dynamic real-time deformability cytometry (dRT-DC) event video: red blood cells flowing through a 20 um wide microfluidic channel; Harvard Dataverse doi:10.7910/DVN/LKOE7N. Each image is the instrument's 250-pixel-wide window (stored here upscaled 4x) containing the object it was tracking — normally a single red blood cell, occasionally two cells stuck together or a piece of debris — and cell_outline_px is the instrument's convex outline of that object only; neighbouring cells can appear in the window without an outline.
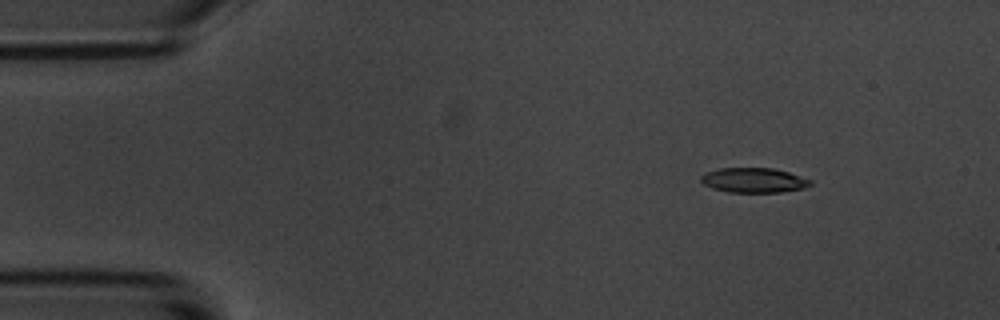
{"species": "common noctule bat (a hibernating species)", "species_latin": "Nyctalus noctula", "temperature_condition": "room temperature", "stored_images_in_passage": 4, "camera_frame_rate_fps": 3000, "um_per_image_px": 0.085, "animal": {"sex": "male", "body_mass_g": 20.1, "forearm_length_mm": 53.5}, "frame": {"image": 1, "passage_image": 1, "time_ms": 0.0, "image_size_px": [1000, 320], "cell_outline_px": [[812, 184], [804, 188], [780, 192], [728, 192], [712, 188], [704, 184], [700, 180], [700, 176], [704, 172], [720, 168], [772, 168], [788, 172], [812, 180]], "centroid_in_image_um": [64.04, 15.31], "position_along_channel_um": 21.0, "area_um2": 15.84}}